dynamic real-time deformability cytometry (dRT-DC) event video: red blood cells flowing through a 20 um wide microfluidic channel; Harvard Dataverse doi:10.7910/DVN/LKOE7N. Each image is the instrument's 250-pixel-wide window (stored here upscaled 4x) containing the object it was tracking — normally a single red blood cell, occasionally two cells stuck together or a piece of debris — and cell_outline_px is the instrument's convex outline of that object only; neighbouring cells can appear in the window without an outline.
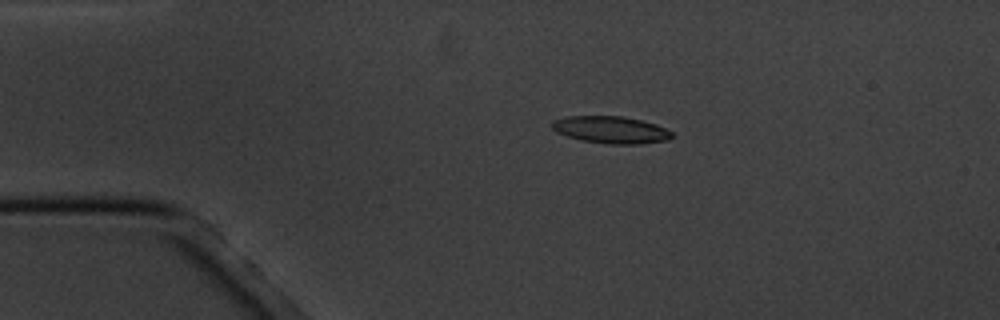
{"species": "common noctule bat (a hibernating species)", "species_latin": "Nyctalus noctula", "temperature_condition": "cold", "stored_images_in_passage": 17, "camera_frame_rate_fps": 3000, "um_per_image_px": 0.085, "animal": {"sex": "male", "body_mass_g": 20.1, "forearm_length_mm": 53.5}, "frame": {"image": 1, "passage_image": 4, "time_ms": 3.333, "image_size_px": [1000, 320], "cell_outline_px": [[672, 136], [668, 140], [640, 144], [608, 144], [580, 140], [556, 132], [552, 128], [552, 120], [568, 116], [620, 116], [640, 120], [656, 124], [672, 132]], "centroid_in_image_um": [51.91, 11.03], "position_along_channel_um": 33.1, "area_um2": 18.9}}
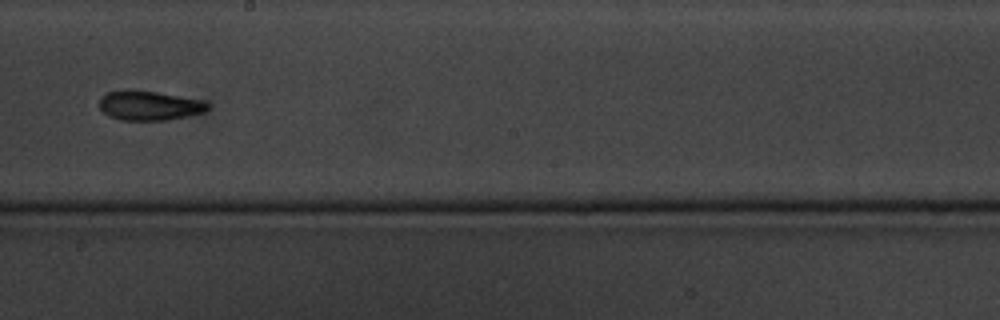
{"frame": {"image": 2, "passage_image": 10, "time_ms": 10.333, "image_size_px": [1000, 320], "cell_outline_px": [[208, 112], [168, 120], [120, 120], [108, 116], [100, 108], [100, 96], [108, 92], [156, 92], [200, 100], [208, 104]], "centroid_in_image_um": [12.72, 9.02], "position_along_channel_um": 235.5, "area_um2": 18.09}}
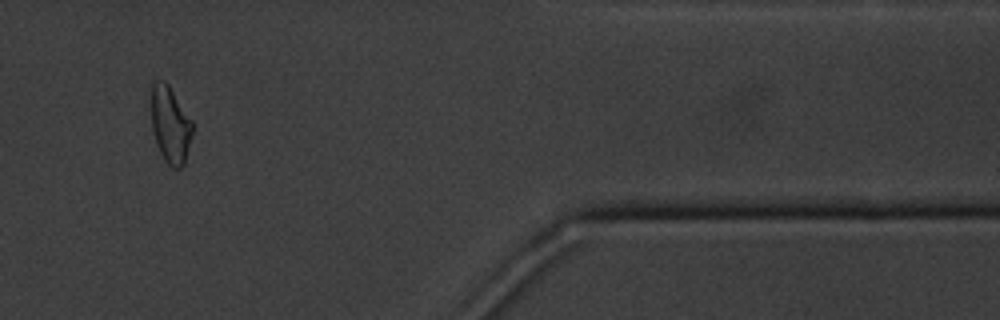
{"frame": {"image": 3, "passage_image": 15, "time_ms": 16.0, "image_size_px": [1000, 320], "cell_outline_px": [[192, 136], [184, 164], [180, 168], [172, 168], [164, 160], [156, 144], [152, 132], [152, 84], [156, 80], [164, 80], [168, 84], [192, 120]], "centroid_in_image_um": [14.48, 10.62], "position_along_channel_um": 396.9, "area_um2": 18.38}, "authors_computed_cell_mechanics": {"area_um2": 18.3804, "velocity_mm_per_s": 3.452, "shape_relaxation_time_tau1_ms": 9.194, "shape_relaxation_time_tau2_ms": 7.5175, "deformation_change_tau1": 0.1948, "deformation_change_tau2": 0.1533}}